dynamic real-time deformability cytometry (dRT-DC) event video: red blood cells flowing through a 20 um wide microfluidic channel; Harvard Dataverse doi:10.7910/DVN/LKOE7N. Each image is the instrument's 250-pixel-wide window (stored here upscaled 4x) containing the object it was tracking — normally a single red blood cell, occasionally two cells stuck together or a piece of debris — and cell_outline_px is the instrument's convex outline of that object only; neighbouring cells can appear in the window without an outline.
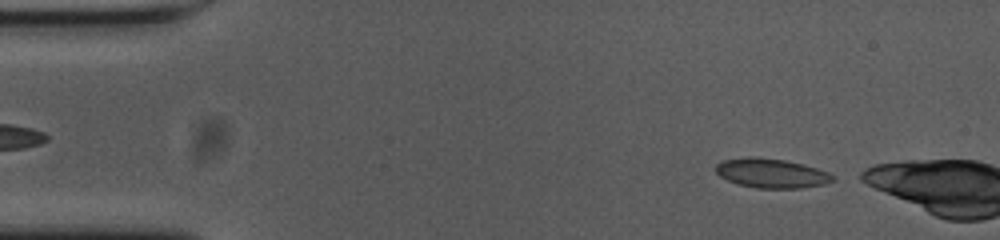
{"species": "common noctule bat (a hibernating species)", "species_latin": "Nyctalus noctula", "temperature_condition": "cold", "stored_images_in_passage": 4, "camera_frame_rate_fps": 3000, "um_per_image_px": 0.085, "animal": {"sex": "female", "body_mass_g": 23.0, "forearm_length_mm": 53.4}, "frame": {"image": 1, "passage_image": 2, "time_ms": 0.333, "image_size_px": [1000, 240], "cell_outline_px": [[836, 180], [824, 184], [800, 188], [756, 188], [736, 184], [720, 176], [716, 172], [716, 164], [724, 160], [752, 156], [756, 156], [784, 160], [804, 164], [828, 172], [836, 176]], "centroid_in_image_um": [65.59, 14.72], "position_along_channel_um": 19.4, "area_um2": 20.11}}